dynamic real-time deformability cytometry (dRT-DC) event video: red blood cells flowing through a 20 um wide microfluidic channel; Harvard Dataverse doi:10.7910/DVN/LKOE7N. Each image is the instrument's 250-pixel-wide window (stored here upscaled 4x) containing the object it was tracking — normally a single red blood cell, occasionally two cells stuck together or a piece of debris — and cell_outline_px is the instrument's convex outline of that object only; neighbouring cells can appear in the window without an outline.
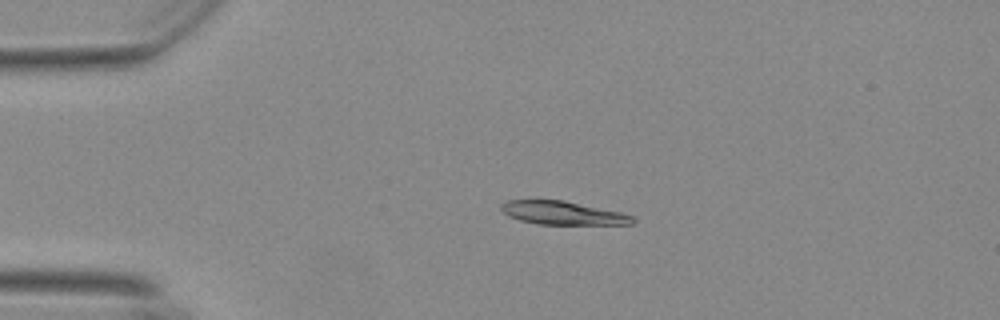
{"species": "Egyptian fruit bat (a non-hibernating species)", "species_latin": "Rousettus aegyptiacus", "temperature_condition": "warm", "stored_images_in_passage": 55, "camera_frame_rate_fps": 3000, "um_per_image_px": 0.085, "animal": {"sex": "female"}, "frame": {"image": 1, "passage_image": 12, "time_ms": 3.667, "image_size_px": [1000, 320], "cell_outline_px": [[636, 220], [632, 224], [536, 224], [520, 220], [508, 216], [500, 208], [500, 204], [508, 200], [564, 200], [620, 212], [632, 216]], "centroid_in_image_um": [47.81, 18.1], "position_along_channel_um": 37.2, "area_um2": 17.8}}
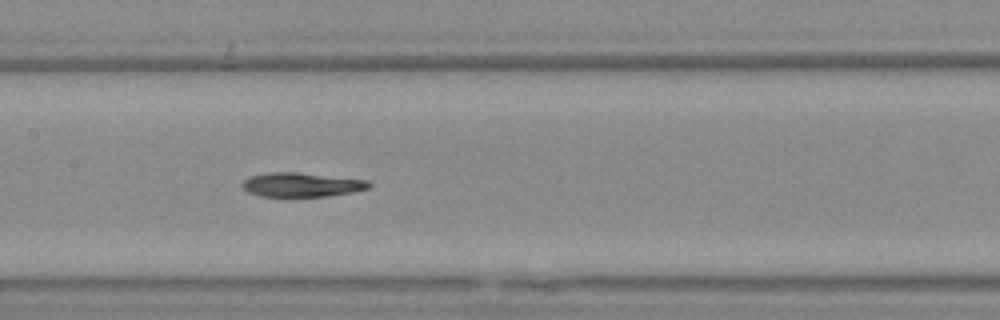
{"frame": {"image": 2, "passage_image": 27, "time_ms": 8.667, "image_size_px": [1000, 320], "cell_outline_px": [[372, 184], [368, 188], [352, 192], [328, 196], [288, 200], [284, 200], [260, 196], [248, 192], [240, 184], [248, 176], [268, 172], [296, 172], [368, 180]], "centroid_in_image_um": [25.56, 15.75], "position_along_channel_um": 181.8, "area_um2": 18.84}}
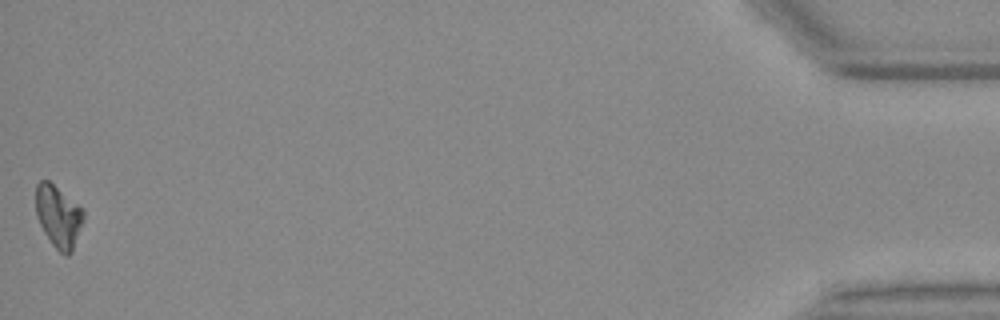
{"frame": {"image": 3, "passage_image": 55, "time_ms": 18.0, "image_size_px": [1000, 320], "cell_outline_px": [[84, 220], [72, 252], [68, 256], [64, 256], [52, 244], [44, 232], [36, 216], [36, 184], [40, 180], [48, 180], [76, 204], [84, 212]], "centroid_in_image_um": [4.95, 18.43], "position_along_channel_um": 430.2, "area_um2": 17.05}, "authors_computed_cell_mechanics": {"area_um2": 18.3804, "velocity_mm_per_s": 3.6792, "shape_relaxation_time_tau1_ms": 11.3429, "shape_relaxation_time_tau2_ms": null, "deformation_change_tau1": 0.2488, "deformation_change_tau2": null}}